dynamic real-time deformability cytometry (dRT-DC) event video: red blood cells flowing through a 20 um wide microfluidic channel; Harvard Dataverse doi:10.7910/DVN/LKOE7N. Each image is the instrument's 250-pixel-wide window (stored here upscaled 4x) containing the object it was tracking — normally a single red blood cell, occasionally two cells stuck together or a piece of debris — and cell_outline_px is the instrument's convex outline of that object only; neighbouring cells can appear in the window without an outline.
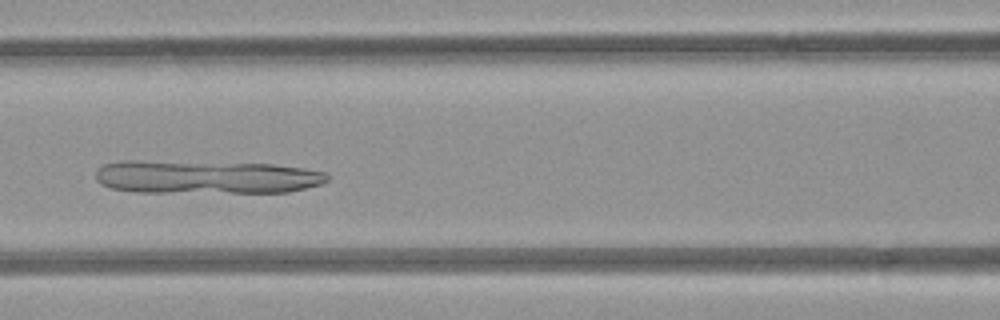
{"species": "common noctule bat (a hibernating species)", "species_latin": "Nyctalus noctula", "temperature_condition": "room temperature", "stored_images_in_passage": 6, "camera_frame_rate_fps": 3000, "um_per_image_px": 0.085, "animal": {"sex": "female", "body_mass_g": 21.9}, "frame": {"image": 1, "passage_image": 6, "time_ms": 5.667, "image_size_px": [1000, 320], "cell_outline_px": [[328, 180], [320, 184], [288, 192], [136, 192], [112, 188], [100, 184], [96, 180], [96, 172], [104, 164], [124, 160], [132, 160], [272, 164], [304, 168], [324, 172], [328, 176]], "centroid_in_image_um": [17.49, 15.04], "position_along_channel_um": 149.1, "area_um2": 44.97}}